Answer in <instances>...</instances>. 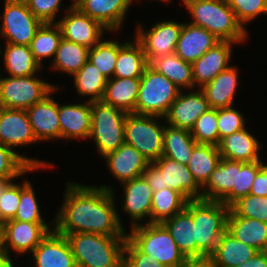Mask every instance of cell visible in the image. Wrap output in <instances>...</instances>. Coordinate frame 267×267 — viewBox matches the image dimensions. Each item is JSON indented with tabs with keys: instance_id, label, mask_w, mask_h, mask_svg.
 Wrapping results in <instances>:
<instances>
[{
	"instance_id": "4dcf8cb0",
	"label": "cell",
	"mask_w": 267,
	"mask_h": 267,
	"mask_svg": "<svg viewBox=\"0 0 267 267\" xmlns=\"http://www.w3.org/2000/svg\"><path fill=\"white\" fill-rule=\"evenodd\" d=\"M227 230L240 242L258 251L267 240V223L258 219L237 216L231 209L227 218Z\"/></svg>"
},
{
	"instance_id": "f6af8a7d",
	"label": "cell",
	"mask_w": 267,
	"mask_h": 267,
	"mask_svg": "<svg viewBox=\"0 0 267 267\" xmlns=\"http://www.w3.org/2000/svg\"><path fill=\"white\" fill-rule=\"evenodd\" d=\"M190 133L197 144L218 146L219 133L217 123V109L210 108L194 123Z\"/></svg>"
},
{
	"instance_id": "e0dca14e",
	"label": "cell",
	"mask_w": 267,
	"mask_h": 267,
	"mask_svg": "<svg viewBox=\"0 0 267 267\" xmlns=\"http://www.w3.org/2000/svg\"><path fill=\"white\" fill-rule=\"evenodd\" d=\"M31 253L35 267H77L67 238L54 229Z\"/></svg>"
},
{
	"instance_id": "f35d334b",
	"label": "cell",
	"mask_w": 267,
	"mask_h": 267,
	"mask_svg": "<svg viewBox=\"0 0 267 267\" xmlns=\"http://www.w3.org/2000/svg\"><path fill=\"white\" fill-rule=\"evenodd\" d=\"M187 202L181 193L170 188L153 192L150 220L147 223H163L182 211Z\"/></svg>"
},
{
	"instance_id": "6125c7cd",
	"label": "cell",
	"mask_w": 267,
	"mask_h": 267,
	"mask_svg": "<svg viewBox=\"0 0 267 267\" xmlns=\"http://www.w3.org/2000/svg\"><path fill=\"white\" fill-rule=\"evenodd\" d=\"M0 229H3V221L0 219Z\"/></svg>"
},
{
	"instance_id": "e575fe53",
	"label": "cell",
	"mask_w": 267,
	"mask_h": 267,
	"mask_svg": "<svg viewBox=\"0 0 267 267\" xmlns=\"http://www.w3.org/2000/svg\"><path fill=\"white\" fill-rule=\"evenodd\" d=\"M218 146L210 144H196L187 164V168L197 183L203 187L209 180L211 173L221 161Z\"/></svg>"
},
{
	"instance_id": "603a6c76",
	"label": "cell",
	"mask_w": 267,
	"mask_h": 267,
	"mask_svg": "<svg viewBox=\"0 0 267 267\" xmlns=\"http://www.w3.org/2000/svg\"><path fill=\"white\" fill-rule=\"evenodd\" d=\"M58 115L61 128V138L88 139L91 133V102L84 104L60 105L58 103Z\"/></svg>"
},
{
	"instance_id": "ffe728a7",
	"label": "cell",
	"mask_w": 267,
	"mask_h": 267,
	"mask_svg": "<svg viewBox=\"0 0 267 267\" xmlns=\"http://www.w3.org/2000/svg\"><path fill=\"white\" fill-rule=\"evenodd\" d=\"M232 44L237 43L220 41L192 63L195 88L196 85L202 88L205 84L211 82L219 73L230 67Z\"/></svg>"
},
{
	"instance_id": "db71d44e",
	"label": "cell",
	"mask_w": 267,
	"mask_h": 267,
	"mask_svg": "<svg viewBox=\"0 0 267 267\" xmlns=\"http://www.w3.org/2000/svg\"><path fill=\"white\" fill-rule=\"evenodd\" d=\"M250 194L267 197V165L264 164L257 172L256 178L251 187Z\"/></svg>"
},
{
	"instance_id": "816d5d0a",
	"label": "cell",
	"mask_w": 267,
	"mask_h": 267,
	"mask_svg": "<svg viewBox=\"0 0 267 267\" xmlns=\"http://www.w3.org/2000/svg\"><path fill=\"white\" fill-rule=\"evenodd\" d=\"M123 267H170V266L160 264L151 255H144L127 239L124 248Z\"/></svg>"
},
{
	"instance_id": "f546056e",
	"label": "cell",
	"mask_w": 267,
	"mask_h": 267,
	"mask_svg": "<svg viewBox=\"0 0 267 267\" xmlns=\"http://www.w3.org/2000/svg\"><path fill=\"white\" fill-rule=\"evenodd\" d=\"M139 86L140 78L113 77L108 79L102 102L127 113L135 114Z\"/></svg>"
},
{
	"instance_id": "8d00e7d4",
	"label": "cell",
	"mask_w": 267,
	"mask_h": 267,
	"mask_svg": "<svg viewBox=\"0 0 267 267\" xmlns=\"http://www.w3.org/2000/svg\"><path fill=\"white\" fill-rule=\"evenodd\" d=\"M76 91L89 102L102 101L108 78L89 60L73 75Z\"/></svg>"
},
{
	"instance_id": "d590c367",
	"label": "cell",
	"mask_w": 267,
	"mask_h": 267,
	"mask_svg": "<svg viewBox=\"0 0 267 267\" xmlns=\"http://www.w3.org/2000/svg\"><path fill=\"white\" fill-rule=\"evenodd\" d=\"M52 164L20 155L0 143V180L17 179L27 172L50 167Z\"/></svg>"
},
{
	"instance_id": "836d02e7",
	"label": "cell",
	"mask_w": 267,
	"mask_h": 267,
	"mask_svg": "<svg viewBox=\"0 0 267 267\" xmlns=\"http://www.w3.org/2000/svg\"><path fill=\"white\" fill-rule=\"evenodd\" d=\"M168 126L163 133V156L187 165L197 142L190 131Z\"/></svg>"
},
{
	"instance_id": "7a4b0ae2",
	"label": "cell",
	"mask_w": 267,
	"mask_h": 267,
	"mask_svg": "<svg viewBox=\"0 0 267 267\" xmlns=\"http://www.w3.org/2000/svg\"><path fill=\"white\" fill-rule=\"evenodd\" d=\"M61 235L67 238L77 267H123L127 236L91 233Z\"/></svg>"
},
{
	"instance_id": "680465c9",
	"label": "cell",
	"mask_w": 267,
	"mask_h": 267,
	"mask_svg": "<svg viewBox=\"0 0 267 267\" xmlns=\"http://www.w3.org/2000/svg\"><path fill=\"white\" fill-rule=\"evenodd\" d=\"M6 256L4 244V230L0 229V258Z\"/></svg>"
},
{
	"instance_id": "1f68e13d",
	"label": "cell",
	"mask_w": 267,
	"mask_h": 267,
	"mask_svg": "<svg viewBox=\"0 0 267 267\" xmlns=\"http://www.w3.org/2000/svg\"><path fill=\"white\" fill-rule=\"evenodd\" d=\"M148 66L142 45L134 42L119 43L118 58L115 63L113 77L140 78Z\"/></svg>"
},
{
	"instance_id": "4fadbf2b",
	"label": "cell",
	"mask_w": 267,
	"mask_h": 267,
	"mask_svg": "<svg viewBox=\"0 0 267 267\" xmlns=\"http://www.w3.org/2000/svg\"><path fill=\"white\" fill-rule=\"evenodd\" d=\"M49 225L52 226L50 223H29L12 219L3 222L6 255L9 256L10 249L17 255L28 251L31 253L53 231Z\"/></svg>"
},
{
	"instance_id": "3957f363",
	"label": "cell",
	"mask_w": 267,
	"mask_h": 267,
	"mask_svg": "<svg viewBox=\"0 0 267 267\" xmlns=\"http://www.w3.org/2000/svg\"><path fill=\"white\" fill-rule=\"evenodd\" d=\"M183 4L193 18L190 23L206 29L220 41L242 43L247 39L248 31L226 0H186Z\"/></svg>"
},
{
	"instance_id": "8992f818",
	"label": "cell",
	"mask_w": 267,
	"mask_h": 267,
	"mask_svg": "<svg viewBox=\"0 0 267 267\" xmlns=\"http://www.w3.org/2000/svg\"><path fill=\"white\" fill-rule=\"evenodd\" d=\"M181 89L149 65L140 77L135 114L164 117Z\"/></svg>"
},
{
	"instance_id": "bcb514c9",
	"label": "cell",
	"mask_w": 267,
	"mask_h": 267,
	"mask_svg": "<svg viewBox=\"0 0 267 267\" xmlns=\"http://www.w3.org/2000/svg\"><path fill=\"white\" fill-rule=\"evenodd\" d=\"M230 209L237 216L267 223V197L248 194L236 201Z\"/></svg>"
},
{
	"instance_id": "c3c4849f",
	"label": "cell",
	"mask_w": 267,
	"mask_h": 267,
	"mask_svg": "<svg viewBox=\"0 0 267 267\" xmlns=\"http://www.w3.org/2000/svg\"><path fill=\"white\" fill-rule=\"evenodd\" d=\"M245 118L233 107L217 109L219 142L222 138L245 128Z\"/></svg>"
},
{
	"instance_id": "91938a15",
	"label": "cell",
	"mask_w": 267,
	"mask_h": 267,
	"mask_svg": "<svg viewBox=\"0 0 267 267\" xmlns=\"http://www.w3.org/2000/svg\"><path fill=\"white\" fill-rule=\"evenodd\" d=\"M14 179H2L0 180V199L2 197V193L4 192L5 188L12 182Z\"/></svg>"
},
{
	"instance_id": "44dd1931",
	"label": "cell",
	"mask_w": 267,
	"mask_h": 267,
	"mask_svg": "<svg viewBox=\"0 0 267 267\" xmlns=\"http://www.w3.org/2000/svg\"><path fill=\"white\" fill-rule=\"evenodd\" d=\"M51 96L47 95L26 110L37 141L61 139L58 103Z\"/></svg>"
},
{
	"instance_id": "7bdbcfd3",
	"label": "cell",
	"mask_w": 267,
	"mask_h": 267,
	"mask_svg": "<svg viewBox=\"0 0 267 267\" xmlns=\"http://www.w3.org/2000/svg\"><path fill=\"white\" fill-rule=\"evenodd\" d=\"M263 165L260 160L254 162L238 161L237 188H233L221 202L230 208L240 198L250 194L257 172Z\"/></svg>"
},
{
	"instance_id": "9a60e30c",
	"label": "cell",
	"mask_w": 267,
	"mask_h": 267,
	"mask_svg": "<svg viewBox=\"0 0 267 267\" xmlns=\"http://www.w3.org/2000/svg\"><path fill=\"white\" fill-rule=\"evenodd\" d=\"M35 142L38 141L26 110L0 107V143L13 150Z\"/></svg>"
},
{
	"instance_id": "f907efd6",
	"label": "cell",
	"mask_w": 267,
	"mask_h": 267,
	"mask_svg": "<svg viewBox=\"0 0 267 267\" xmlns=\"http://www.w3.org/2000/svg\"><path fill=\"white\" fill-rule=\"evenodd\" d=\"M62 0H25L30 11L43 23H56Z\"/></svg>"
},
{
	"instance_id": "52a82bcc",
	"label": "cell",
	"mask_w": 267,
	"mask_h": 267,
	"mask_svg": "<svg viewBox=\"0 0 267 267\" xmlns=\"http://www.w3.org/2000/svg\"><path fill=\"white\" fill-rule=\"evenodd\" d=\"M127 112L104 104L91 102V133L102 157L115 151L124 143V127Z\"/></svg>"
},
{
	"instance_id": "ba28073f",
	"label": "cell",
	"mask_w": 267,
	"mask_h": 267,
	"mask_svg": "<svg viewBox=\"0 0 267 267\" xmlns=\"http://www.w3.org/2000/svg\"><path fill=\"white\" fill-rule=\"evenodd\" d=\"M164 117L127 113L124 142L137 149L150 163L163 156L165 126L157 119Z\"/></svg>"
},
{
	"instance_id": "7402d4cb",
	"label": "cell",
	"mask_w": 267,
	"mask_h": 267,
	"mask_svg": "<svg viewBox=\"0 0 267 267\" xmlns=\"http://www.w3.org/2000/svg\"><path fill=\"white\" fill-rule=\"evenodd\" d=\"M220 40L206 29L183 23L175 54L186 62L193 63Z\"/></svg>"
},
{
	"instance_id": "83f0119b",
	"label": "cell",
	"mask_w": 267,
	"mask_h": 267,
	"mask_svg": "<svg viewBox=\"0 0 267 267\" xmlns=\"http://www.w3.org/2000/svg\"><path fill=\"white\" fill-rule=\"evenodd\" d=\"M238 161L222 158L202 187V199L222 201L232 190L237 188Z\"/></svg>"
},
{
	"instance_id": "7dc6e473",
	"label": "cell",
	"mask_w": 267,
	"mask_h": 267,
	"mask_svg": "<svg viewBox=\"0 0 267 267\" xmlns=\"http://www.w3.org/2000/svg\"><path fill=\"white\" fill-rule=\"evenodd\" d=\"M235 13L238 22L244 27L258 15L267 14V0H226Z\"/></svg>"
},
{
	"instance_id": "681fc988",
	"label": "cell",
	"mask_w": 267,
	"mask_h": 267,
	"mask_svg": "<svg viewBox=\"0 0 267 267\" xmlns=\"http://www.w3.org/2000/svg\"><path fill=\"white\" fill-rule=\"evenodd\" d=\"M20 200V184L13 181L5 188L0 199V219L5 222L15 217Z\"/></svg>"
},
{
	"instance_id": "cb8c5ba5",
	"label": "cell",
	"mask_w": 267,
	"mask_h": 267,
	"mask_svg": "<svg viewBox=\"0 0 267 267\" xmlns=\"http://www.w3.org/2000/svg\"><path fill=\"white\" fill-rule=\"evenodd\" d=\"M170 232L179 250L188 260H197V242L195 225L192 217V200L186 207L172 218L162 223Z\"/></svg>"
},
{
	"instance_id": "30bf717a",
	"label": "cell",
	"mask_w": 267,
	"mask_h": 267,
	"mask_svg": "<svg viewBox=\"0 0 267 267\" xmlns=\"http://www.w3.org/2000/svg\"><path fill=\"white\" fill-rule=\"evenodd\" d=\"M2 17L0 35L10 44L29 46L43 24L21 0H5Z\"/></svg>"
},
{
	"instance_id": "5b68a950",
	"label": "cell",
	"mask_w": 267,
	"mask_h": 267,
	"mask_svg": "<svg viewBox=\"0 0 267 267\" xmlns=\"http://www.w3.org/2000/svg\"><path fill=\"white\" fill-rule=\"evenodd\" d=\"M127 239L141 253L151 255L160 264L182 267L189 261L162 223L139 224L132 227Z\"/></svg>"
},
{
	"instance_id": "8fae6325",
	"label": "cell",
	"mask_w": 267,
	"mask_h": 267,
	"mask_svg": "<svg viewBox=\"0 0 267 267\" xmlns=\"http://www.w3.org/2000/svg\"><path fill=\"white\" fill-rule=\"evenodd\" d=\"M182 27L183 23L162 21L144 32L138 24L135 39L142 45L148 64L157 57L175 53Z\"/></svg>"
},
{
	"instance_id": "74e56055",
	"label": "cell",
	"mask_w": 267,
	"mask_h": 267,
	"mask_svg": "<svg viewBox=\"0 0 267 267\" xmlns=\"http://www.w3.org/2000/svg\"><path fill=\"white\" fill-rule=\"evenodd\" d=\"M4 65L9 76H30L41 69L30 46L5 43Z\"/></svg>"
},
{
	"instance_id": "ee69618b",
	"label": "cell",
	"mask_w": 267,
	"mask_h": 267,
	"mask_svg": "<svg viewBox=\"0 0 267 267\" xmlns=\"http://www.w3.org/2000/svg\"><path fill=\"white\" fill-rule=\"evenodd\" d=\"M12 220L29 223H45L40 214L39 204L31 182L25 181L20 184V200L17 213Z\"/></svg>"
},
{
	"instance_id": "d6986e66",
	"label": "cell",
	"mask_w": 267,
	"mask_h": 267,
	"mask_svg": "<svg viewBox=\"0 0 267 267\" xmlns=\"http://www.w3.org/2000/svg\"><path fill=\"white\" fill-rule=\"evenodd\" d=\"M133 0H77L74 3L82 13L98 21L107 32L118 31Z\"/></svg>"
},
{
	"instance_id": "4316f807",
	"label": "cell",
	"mask_w": 267,
	"mask_h": 267,
	"mask_svg": "<svg viewBox=\"0 0 267 267\" xmlns=\"http://www.w3.org/2000/svg\"><path fill=\"white\" fill-rule=\"evenodd\" d=\"M257 252V249L240 242L226 230L208 260L213 267H237L247 262Z\"/></svg>"
},
{
	"instance_id": "f1b7e54d",
	"label": "cell",
	"mask_w": 267,
	"mask_h": 267,
	"mask_svg": "<svg viewBox=\"0 0 267 267\" xmlns=\"http://www.w3.org/2000/svg\"><path fill=\"white\" fill-rule=\"evenodd\" d=\"M237 71L235 66H230L201 88L210 108L220 109L233 106L239 83Z\"/></svg>"
},
{
	"instance_id": "277c9868",
	"label": "cell",
	"mask_w": 267,
	"mask_h": 267,
	"mask_svg": "<svg viewBox=\"0 0 267 267\" xmlns=\"http://www.w3.org/2000/svg\"><path fill=\"white\" fill-rule=\"evenodd\" d=\"M230 208L221 201L192 200V217L197 242V260L208 259L227 230Z\"/></svg>"
},
{
	"instance_id": "9f6ffc18",
	"label": "cell",
	"mask_w": 267,
	"mask_h": 267,
	"mask_svg": "<svg viewBox=\"0 0 267 267\" xmlns=\"http://www.w3.org/2000/svg\"><path fill=\"white\" fill-rule=\"evenodd\" d=\"M182 267H213V265L208 259H204V260H189Z\"/></svg>"
},
{
	"instance_id": "ab89813d",
	"label": "cell",
	"mask_w": 267,
	"mask_h": 267,
	"mask_svg": "<svg viewBox=\"0 0 267 267\" xmlns=\"http://www.w3.org/2000/svg\"><path fill=\"white\" fill-rule=\"evenodd\" d=\"M89 50L86 46L62 38L51 68L73 76L88 61Z\"/></svg>"
},
{
	"instance_id": "6f0895ef",
	"label": "cell",
	"mask_w": 267,
	"mask_h": 267,
	"mask_svg": "<svg viewBox=\"0 0 267 267\" xmlns=\"http://www.w3.org/2000/svg\"><path fill=\"white\" fill-rule=\"evenodd\" d=\"M0 267H14V264L11 260V256H4L0 258Z\"/></svg>"
},
{
	"instance_id": "f5cc1de1",
	"label": "cell",
	"mask_w": 267,
	"mask_h": 267,
	"mask_svg": "<svg viewBox=\"0 0 267 267\" xmlns=\"http://www.w3.org/2000/svg\"><path fill=\"white\" fill-rule=\"evenodd\" d=\"M142 176L148 182L153 192L164 189L162 173L153 163H149L147 165L146 170L143 172Z\"/></svg>"
},
{
	"instance_id": "484cf974",
	"label": "cell",
	"mask_w": 267,
	"mask_h": 267,
	"mask_svg": "<svg viewBox=\"0 0 267 267\" xmlns=\"http://www.w3.org/2000/svg\"><path fill=\"white\" fill-rule=\"evenodd\" d=\"M261 148V144L246 127L222 138L218 144L221 158L242 162L260 160Z\"/></svg>"
},
{
	"instance_id": "7c38bea8",
	"label": "cell",
	"mask_w": 267,
	"mask_h": 267,
	"mask_svg": "<svg viewBox=\"0 0 267 267\" xmlns=\"http://www.w3.org/2000/svg\"><path fill=\"white\" fill-rule=\"evenodd\" d=\"M66 15L56 22L61 29L62 38L91 49L102 40L107 29L98 21L82 13L74 4L66 9Z\"/></svg>"
},
{
	"instance_id": "9c48e42d",
	"label": "cell",
	"mask_w": 267,
	"mask_h": 267,
	"mask_svg": "<svg viewBox=\"0 0 267 267\" xmlns=\"http://www.w3.org/2000/svg\"><path fill=\"white\" fill-rule=\"evenodd\" d=\"M35 75L0 76V107L27 110L57 90L56 85Z\"/></svg>"
},
{
	"instance_id": "be15d7a7",
	"label": "cell",
	"mask_w": 267,
	"mask_h": 267,
	"mask_svg": "<svg viewBox=\"0 0 267 267\" xmlns=\"http://www.w3.org/2000/svg\"><path fill=\"white\" fill-rule=\"evenodd\" d=\"M157 1V0H156ZM158 1H162V2H169L170 0H158Z\"/></svg>"
},
{
	"instance_id": "5bb4252c",
	"label": "cell",
	"mask_w": 267,
	"mask_h": 267,
	"mask_svg": "<svg viewBox=\"0 0 267 267\" xmlns=\"http://www.w3.org/2000/svg\"><path fill=\"white\" fill-rule=\"evenodd\" d=\"M208 109L210 107L201 88L188 94H183L181 90L164 120L170 126L190 131L199 116Z\"/></svg>"
},
{
	"instance_id": "b9f144b4",
	"label": "cell",
	"mask_w": 267,
	"mask_h": 267,
	"mask_svg": "<svg viewBox=\"0 0 267 267\" xmlns=\"http://www.w3.org/2000/svg\"><path fill=\"white\" fill-rule=\"evenodd\" d=\"M119 42L100 41L89 50L88 60L101 71L108 79L114 74L115 63L118 58Z\"/></svg>"
},
{
	"instance_id": "11a10c76",
	"label": "cell",
	"mask_w": 267,
	"mask_h": 267,
	"mask_svg": "<svg viewBox=\"0 0 267 267\" xmlns=\"http://www.w3.org/2000/svg\"><path fill=\"white\" fill-rule=\"evenodd\" d=\"M237 267H267V257L258 251L251 259Z\"/></svg>"
},
{
	"instance_id": "6da1fadb",
	"label": "cell",
	"mask_w": 267,
	"mask_h": 267,
	"mask_svg": "<svg viewBox=\"0 0 267 267\" xmlns=\"http://www.w3.org/2000/svg\"><path fill=\"white\" fill-rule=\"evenodd\" d=\"M61 209L52 221L59 234L127 236L116 210L112 187L67 183Z\"/></svg>"
},
{
	"instance_id": "60d3db41",
	"label": "cell",
	"mask_w": 267,
	"mask_h": 267,
	"mask_svg": "<svg viewBox=\"0 0 267 267\" xmlns=\"http://www.w3.org/2000/svg\"><path fill=\"white\" fill-rule=\"evenodd\" d=\"M62 40V32L57 23H43L30 43L35 60L43 67L42 60L53 56Z\"/></svg>"
},
{
	"instance_id": "d6a6232c",
	"label": "cell",
	"mask_w": 267,
	"mask_h": 267,
	"mask_svg": "<svg viewBox=\"0 0 267 267\" xmlns=\"http://www.w3.org/2000/svg\"><path fill=\"white\" fill-rule=\"evenodd\" d=\"M156 72L164 75L177 87L194 89L192 64L175 53L153 59L149 64Z\"/></svg>"
},
{
	"instance_id": "ac0fdd59",
	"label": "cell",
	"mask_w": 267,
	"mask_h": 267,
	"mask_svg": "<svg viewBox=\"0 0 267 267\" xmlns=\"http://www.w3.org/2000/svg\"><path fill=\"white\" fill-rule=\"evenodd\" d=\"M106 166L120 183L142 177L150 163L137 149L125 142L104 157Z\"/></svg>"
},
{
	"instance_id": "94428289",
	"label": "cell",
	"mask_w": 267,
	"mask_h": 267,
	"mask_svg": "<svg viewBox=\"0 0 267 267\" xmlns=\"http://www.w3.org/2000/svg\"><path fill=\"white\" fill-rule=\"evenodd\" d=\"M259 252L267 257V240L263 243V245L260 248Z\"/></svg>"
},
{
	"instance_id": "d4e9b609",
	"label": "cell",
	"mask_w": 267,
	"mask_h": 267,
	"mask_svg": "<svg viewBox=\"0 0 267 267\" xmlns=\"http://www.w3.org/2000/svg\"><path fill=\"white\" fill-rule=\"evenodd\" d=\"M124 189L123 210L132 218V227H135L150 217L152 207L153 190L145 178L139 177L122 183Z\"/></svg>"
},
{
	"instance_id": "2e32d148",
	"label": "cell",
	"mask_w": 267,
	"mask_h": 267,
	"mask_svg": "<svg viewBox=\"0 0 267 267\" xmlns=\"http://www.w3.org/2000/svg\"><path fill=\"white\" fill-rule=\"evenodd\" d=\"M152 163L162 173L163 188L178 191L188 201L202 199V187L194 179L187 165L165 156H161Z\"/></svg>"
}]
</instances>
